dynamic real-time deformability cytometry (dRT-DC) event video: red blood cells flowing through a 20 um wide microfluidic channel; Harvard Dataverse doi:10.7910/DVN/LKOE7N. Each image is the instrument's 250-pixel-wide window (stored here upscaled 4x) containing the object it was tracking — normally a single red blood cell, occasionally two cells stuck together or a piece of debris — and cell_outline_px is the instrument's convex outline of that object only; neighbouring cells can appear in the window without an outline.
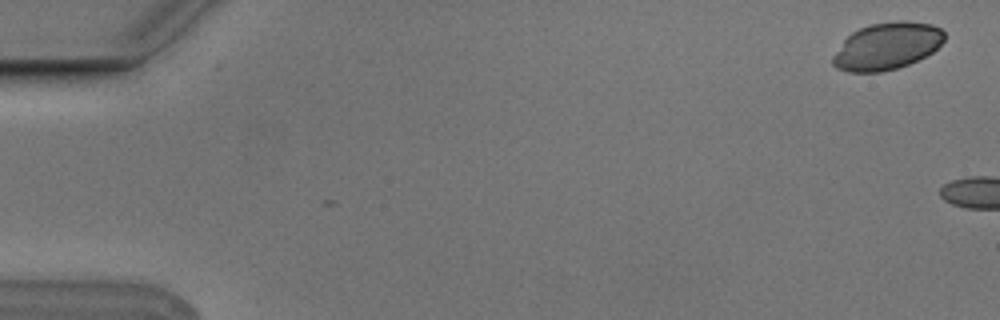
{"species": "Egyptian fruit bat (a non-hibernating species)", "species_latin": "Rousettus aegyptiacus", "temperature_condition": "cold", "stored_images_in_passage": 2, "camera_frame_rate_fps": 3000, "um_per_image_px": 0.085, "animal": {"sex": "male"}, "frame": {"image": 1, "passage_image": 1, "time_ms": 0.0, "image_size_px": [1000, 320], "cell_outline_px": [[944, 40], [932, 52], [908, 64], [896, 68], [880, 72], [848, 72], [836, 68], [832, 64], [832, 56], [844, 40], [852, 32], [860, 28], [872, 24], [896, 20], [908, 20], [932, 24], [940, 28], [944, 32]], "centroid_in_image_um": [75.37, 3.91], "position_along_channel_um": 9.6, "area_um2": 30.52}}